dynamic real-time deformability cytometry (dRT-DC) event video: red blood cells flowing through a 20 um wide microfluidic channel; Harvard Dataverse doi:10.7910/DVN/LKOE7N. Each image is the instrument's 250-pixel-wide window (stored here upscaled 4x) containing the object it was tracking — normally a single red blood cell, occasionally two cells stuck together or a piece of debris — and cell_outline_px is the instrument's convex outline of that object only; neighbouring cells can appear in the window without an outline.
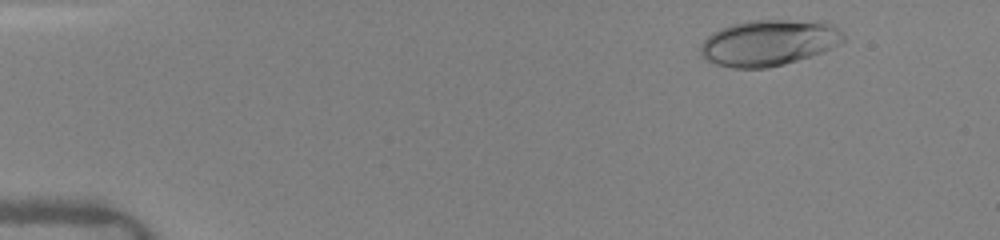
{"species": "human", "species_latin": "Homo sapiens", "temperature_condition": "warm", "stored_images_in_passage": 34, "camera_frame_rate_fps": 3000, "um_per_image_px": 0.085, "donor": {"sex": "female"}, "frame": {"image": 1, "passage_image": 3, "time_ms": 0.667, "image_size_px": [1000, 240], "cell_outline_px": [[848, 40], [824, 52], [784, 64], [768, 68], [732, 68], [716, 64], [700, 56], [700, 44], [712, 32], [720, 28], [732, 24], [748, 20], [824, 20], [832, 24]], "centroid_in_image_um": [65.37, 3.62], "position_along_channel_um": 19.6, "area_um2": 38.84}}
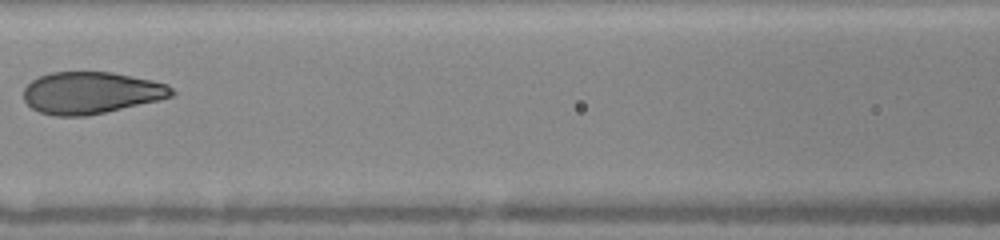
{"frame": {"image": 2, "passage_image": 15, "time_ms": 6.667, "image_size_px": [1000, 240], "cell_outline_px": [[176, 92], [172, 96], [160, 100], [88, 116], [56, 116], [40, 112], [32, 108], [24, 100], [24, 88], [32, 80], [40, 76], [52, 72], [112, 72], [152, 80], [168, 84]], "centroid_in_image_um": [7.76, 7.89], "position_along_channel_um": 158.8, "area_um2": 36.24}}
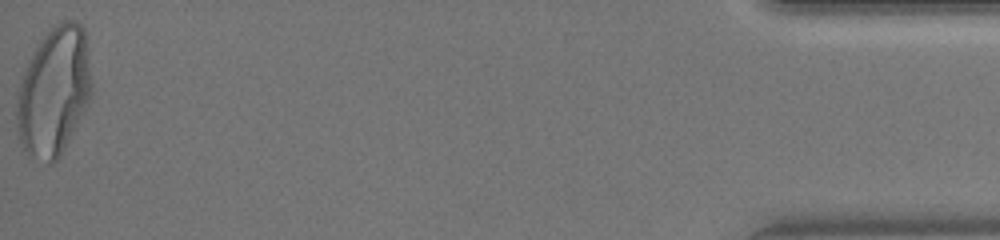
{"frame": {"image": 3, "passage_image": 34, "time_ms": 15.333, "image_size_px": [1000, 240], "cell_outline_px": [[92, 96], [60, 156], [52, 164], [28, 156], [16, 136], [16, 92], [28, 60], [40, 40], [48, 28], [60, 20], [76, 20], [84, 28], [92, 84]], "centroid_in_image_um": [4.55, 7.76], "position_along_channel_um": 430.6, "area_um2": 56.88}, "authors_computed_cell_mechanics": {"area_um2": 37.0498, "velocity_mm_per_s": 4.1092, "shape_relaxation_time_tau1_ms": 6.0731, "shape_relaxation_time_tau2_ms": null, "deformation_change_tau1": 0.2308, "deformation_change_tau2": null}}